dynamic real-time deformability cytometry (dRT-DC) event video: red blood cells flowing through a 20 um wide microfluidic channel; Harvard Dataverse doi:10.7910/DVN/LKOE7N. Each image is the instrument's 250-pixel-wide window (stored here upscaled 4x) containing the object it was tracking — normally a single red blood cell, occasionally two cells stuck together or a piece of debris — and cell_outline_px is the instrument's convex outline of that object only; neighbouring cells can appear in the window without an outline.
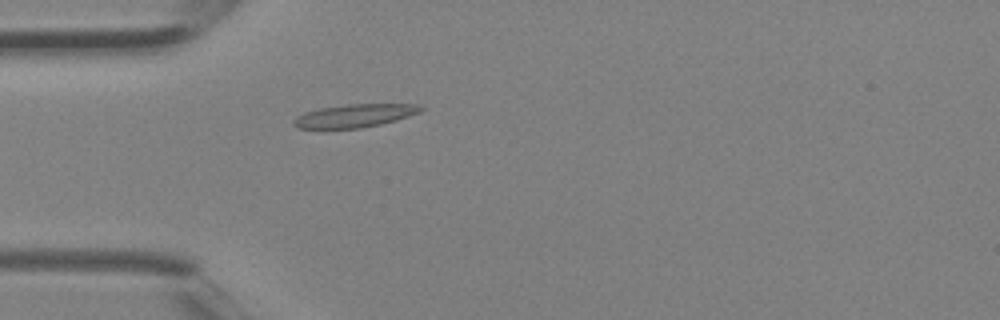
{"species": "Egyptian fruit bat (a non-hibernating species)", "species_latin": "Rousettus aegyptiacus", "temperature_condition": "room temperature", "stored_images_in_passage": 2, "camera_frame_rate_fps": 3000, "um_per_image_px": 0.085, "animal": {"sex": "female"}, "frame": {"image": 1, "passage_image": 2, "time_ms": 0.333, "image_size_px": [1000, 320], "cell_outline_px": [[424, 108], [420, 112], [396, 120], [380, 124], [360, 128], [296, 128], [292, 124], [292, 120], [296, 116], [304, 112], [320, 108], [348, 104], [420, 104]], "centroid_in_image_um": [30.12, 9.83], "position_along_channel_um": 54.9, "area_um2": 17.11}}